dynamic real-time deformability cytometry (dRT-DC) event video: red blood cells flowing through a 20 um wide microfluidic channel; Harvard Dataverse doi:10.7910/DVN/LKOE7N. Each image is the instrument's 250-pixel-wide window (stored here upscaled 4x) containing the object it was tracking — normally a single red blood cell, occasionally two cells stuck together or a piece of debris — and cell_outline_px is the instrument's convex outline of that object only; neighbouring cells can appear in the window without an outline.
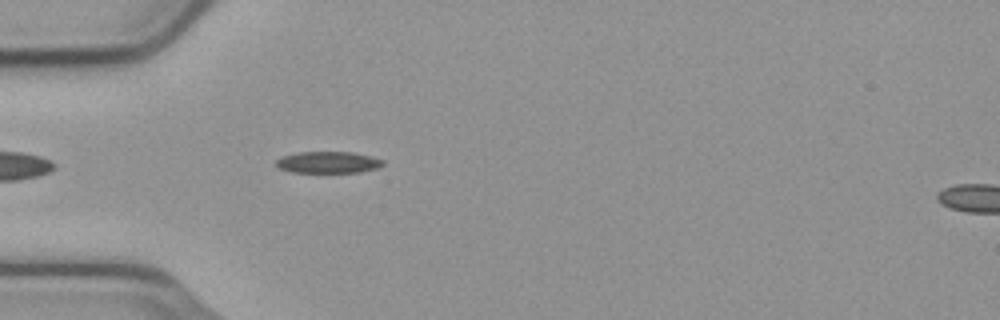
{"species": "common noctule bat (a hibernating species)", "species_latin": "Nyctalus noctula", "temperature_condition": "cold", "stored_images_in_passage": 43, "camera_frame_rate_fps": 3000, "um_per_image_px": 0.085, "animal": {"sex": "male", "body_mass_g": 23.1, "forearm_length_mm": 52.7}, "frame": {"image": 1, "passage_image": 5, "time_ms": 1.333, "image_size_px": [1000, 320], "cell_outline_px": [[384, 164], [376, 168], [360, 172], [292, 172], [280, 168], [276, 164], [276, 160], [280, 156], [296, 152], [352, 152], [372, 156], [384, 160]], "centroid_in_image_um": [27.89, 13.78], "position_along_channel_um": 57.1, "area_um2": 13.47}}
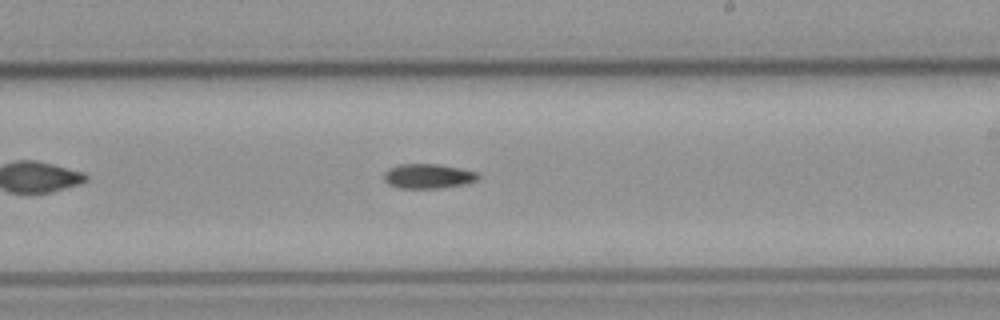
{"frame": {"image": 2, "passage_image": 21, "time_ms": 6.667, "image_size_px": [1000, 320], "cell_outline_px": [[480, 176], [476, 180], [460, 184], [436, 188], [400, 188], [388, 184], [384, 180], [384, 172], [388, 168], [400, 164], [436, 164], [460, 168], [480, 172]], "centroid_in_image_um": [36.36, 14.96], "position_along_channel_um": 252.6, "area_um2": 13.41}}
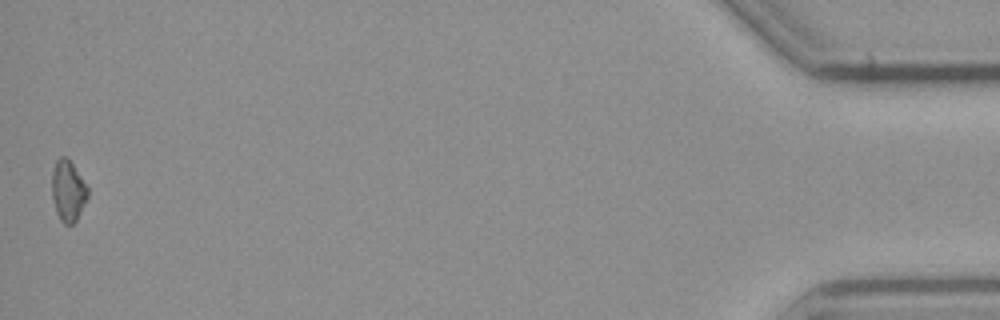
{"frame": {"image": 3, "passage_image": 43, "time_ms": 14.0, "image_size_px": [1000, 320], "cell_outline_px": [[88, 196], [76, 220], [72, 224], [64, 224], [60, 220], [56, 212], [52, 200], [52, 172], [56, 160], [60, 156], [64, 156], [72, 164], [88, 188]], "centroid_in_image_um": [5.76, 16.24], "position_along_channel_um": 429.4, "area_um2": 12.54}, "authors_computed_cell_mechanics": {"area_um2": 13.1206, "velocity_mm_per_s": 3.7456, "shape_relaxation_time_tau1_ms": 6.226, "shape_relaxation_time_tau2_ms": null, "deformation_change_tau1": 0.1379, "deformation_change_tau2": null}}